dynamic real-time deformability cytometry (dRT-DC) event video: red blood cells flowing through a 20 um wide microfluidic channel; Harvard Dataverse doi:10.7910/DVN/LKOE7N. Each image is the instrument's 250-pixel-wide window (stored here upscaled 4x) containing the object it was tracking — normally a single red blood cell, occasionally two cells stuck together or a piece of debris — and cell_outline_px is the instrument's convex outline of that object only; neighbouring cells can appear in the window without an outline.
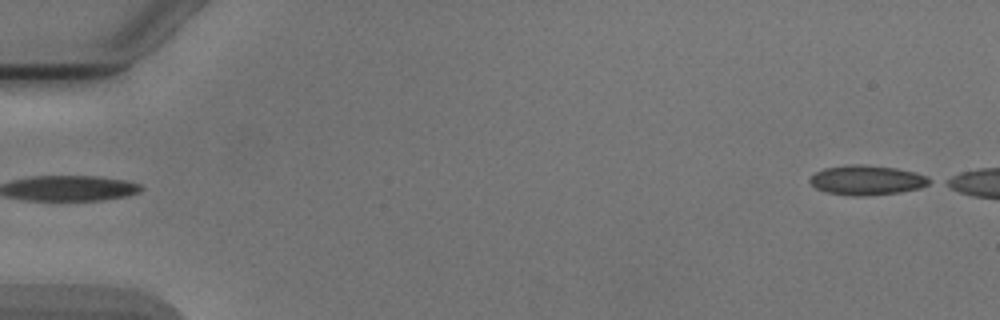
{"species": "Egyptian fruit bat (a non-hibernating species)", "species_latin": "Rousettus aegyptiacus", "temperature_condition": "cold", "stored_images_in_passage": 5, "camera_frame_rate_fps": 3000, "um_per_image_px": 0.085, "animal": {"sex": "male"}, "frame": {"image": 1, "passage_image": 5, "time_ms": 5.0, "image_size_px": [1000, 320], "cell_outline_px": [[936, 180], [920, 188], [900, 192], [860, 196], [852, 196], [828, 192], [816, 188], [808, 180], [816, 172], [824, 168], [848, 164], [864, 164], [896, 168], [928, 176]], "centroid_in_image_um": [73.71, 15.3], "position_along_channel_um": 11.3, "area_um2": 20.69}}